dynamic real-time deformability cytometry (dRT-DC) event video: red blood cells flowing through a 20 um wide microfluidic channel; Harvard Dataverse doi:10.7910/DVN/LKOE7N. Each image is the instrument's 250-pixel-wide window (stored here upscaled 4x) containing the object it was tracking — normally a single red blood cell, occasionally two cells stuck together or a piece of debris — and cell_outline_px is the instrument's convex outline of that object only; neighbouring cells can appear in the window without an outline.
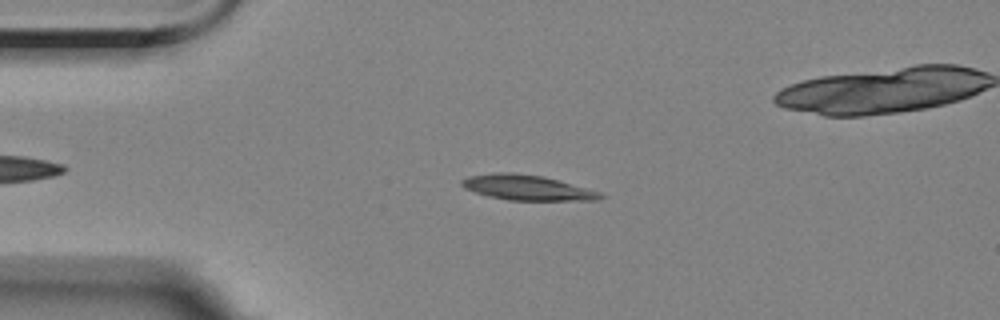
{"species": "Egyptian fruit bat (a non-hibernating species)", "species_latin": "Rousettus aegyptiacus", "temperature_condition": "room temperature", "stored_images_in_passage": 49, "camera_frame_rate_fps": 3000, "um_per_image_px": 0.085, "animal": {"sex": "female"}, "frame": {"image": 1, "passage_image": 11, "time_ms": 3.333, "image_size_px": [1000, 320], "cell_outline_px": [[604, 196], [600, 200], [508, 200], [488, 196], [464, 188], [460, 184], [460, 180], [468, 176], [492, 172], [512, 172], [544, 176], [600, 192]], "centroid_in_image_um": [44.76, 15.93], "position_along_channel_um": 40.2, "area_um2": 20.35}}
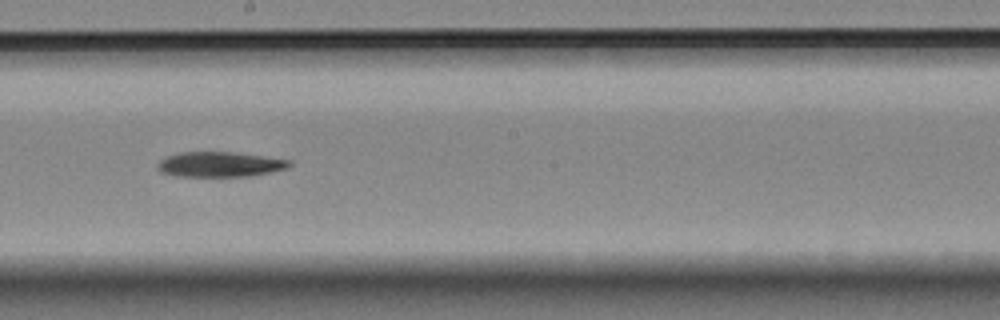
{"frame": {"image": 2, "passage_image": 29, "time_ms": 9.333, "image_size_px": [1000, 320], "cell_outline_px": [[292, 164], [288, 168], [248, 176], [176, 176], [160, 172], [156, 168], [156, 164], [164, 156], [180, 152], [232, 152], [292, 160]], "centroid_in_image_um": [18.63, 13.96], "position_along_channel_um": 229.6, "area_um2": 19.31}}
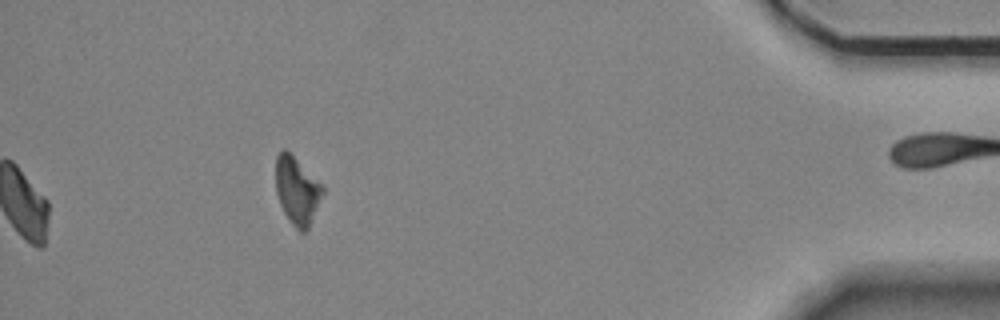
{"frame": {"image": 3, "passage_image": 49, "time_ms": 16.0, "image_size_px": [1000, 320], "cell_outline_px": [[324, 192], [308, 228], [304, 232], [300, 232], [292, 224], [284, 212], [280, 204], [276, 192], [276, 156], [280, 148], [284, 148], [324, 184]], "centroid_in_image_um": [25.25, 16.17], "position_along_channel_um": 409.9, "area_um2": 18.5}, "authors_computed_cell_mechanics": {"area_um2": 19.8832, "velocity_mm_per_s": 3.5426, "shape_relaxation_time_tau1_ms": 5.5372, "shape_relaxation_time_tau2_ms": null, "deformation_change_tau1": 0.1515, "deformation_change_tau2": null}}